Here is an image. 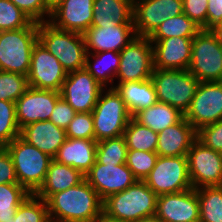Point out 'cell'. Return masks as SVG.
<instances>
[{"mask_svg":"<svg viewBox=\"0 0 222 222\" xmlns=\"http://www.w3.org/2000/svg\"><path fill=\"white\" fill-rule=\"evenodd\" d=\"M46 202L51 222H94L103 215V200L85 179Z\"/></svg>","mask_w":222,"mask_h":222,"instance_id":"cell-1","label":"cell"},{"mask_svg":"<svg viewBox=\"0 0 222 222\" xmlns=\"http://www.w3.org/2000/svg\"><path fill=\"white\" fill-rule=\"evenodd\" d=\"M157 198L144 181L137 180L126 190L103 200V215L118 222H138L155 216Z\"/></svg>","mask_w":222,"mask_h":222,"instance_id":"cell-2","label":"cell"},{"mask_svg":"<svg viewBox=\"0 0 222 222\" xmlns=\"http://www.w3.org/2000/svg\"><path fill=\"white\" fill-rule=\"evenodd\" d=\"M38 41L61 63L67 73L84 69L87 49L83 34L38 23Z\"/></svg>","mask_w":222,"mask_h":222,"instance_id":"cell-3","label":"cell"},{"mask_svg":"<svg viewBox=\"0 0 222 222\" xmlns=\"http://www.w3.org/2000/svg\"><path fill=\"white\" fill-rule=\"evenodd\" d=\"M11 155L18 184L34 194L43 184L48 167L53 160L20 136L5 146Z\"/></svg>","mask_w":222,"mask_h":222,"instance_id":"cell-4","label":"cell"},{"mask_svg":"<svg viewBox=\"0 0 222 222\" xmlns=\"http://www.w3.org/2000/svg\"><path fill=\"white\" fill-rule=\"evenodd\" d=\"M37 41L38 22L17 30L0 31V70L27 76Z\"/></svg>","mask_w":222,"mask_h":222,"instance_id":"cell-5","label":"cell"},{"mask_svg":"<svg viewBox=\"0 0 222 222\" xmlns=\"http://www.w3.org/2000/svg\"><path fill=\"white\" fill-rule=\"evenodd\" d=\"M104 88L93 109L94 139L99 142L123 136L132 116L114 88Z\"/></svg>","mask_w":222,"mask_h":222,"instance_id":"cell-6","label":"cell"},{"mask_svg":"<svg viewBox=\"0 0 222 222\" xmlns=\"http://www.w3.org/2000/svg\"><path fill=\"white\" fill-rule=\"evenodd\" d=\"M151 80L157 100L178 108L183 114L189 109L200 83L188 70L154 69Z\"/></svg>","mask_w":222,"mask_h":222,"instance_id":"cell-7","label":"cell"},{"mask_svg":"<svg viewBox=\"0 0 222 222\" xmlns=\"http://www.w3.org/2000/svg\"><path fill=\"white\" fill-rule=\"evenodd\" d=\"M188 71L200 82L222 81V44L211 30L193 37Z\"/></svg>","mask_w":222,"mask_h":222,"instance_id":"cell-8","label":"cell"},{"mask_svg":"<svg viewBox=\"0 0 222 222\" xmlns=\"http://www.w3.org/2000/svg\"><path fill=\"white\" fill-rule=\"evenodd\" d=\"M144 182L159 196L193 188L186 156H158L154 168Z\"/></svg>","mask_w":222,"mask_h":222,"instance_id":"cell-9","label":"cell"},{"mask_svg":"<svg viewBox=\"0 0 222 222\" xmlns=\"http://www.w3.org/2000/svg\"><path fill=\"white\" fill-rule=\"evenodd\" d=\"M154 71L153 46L148 37H134L121 51L116 77L118 83L151 78Z\"/></svg>","mask_w":222,"mask_h":222,"instance_id":"cell-10","label":"cell"},{"mask_svg":"<svg viewBox=\"0 0 222 222\" xmlns=\"http://www.w3.org/2000/svg\"><path fill=\"white\" fill-rule=\"evenodd\" d=\"M186 157L194 189L222 186V153L206 147L196 139Z\"/></svg>","mask_w":222,"mask_h":222,"instance_id":"cell-11","label":"cell"},{"mask_svg":"<svg viewBox=\"0 0 222 222\" xmlns=\"http://www.w3.org/2000/svg\"><path fill=\"white\" fill-rule=\"evenodd\" d=\"M184 118L197 131L222 120V81L200 82Z\"/></svg>","mask_w":222,"mask_h":222,"instance_id":"cell-12","label":"cell"},{"mask_svg":"<svg viewBox=\"0 0 222 222\" xmlns=\"http://www.w3.org/2000/svg\"><path fill=\"white\" fill-rule=\"evenodd\" d=\"M67 74L58 59L37 41L27 75L29 87L60 92Z\"/></svg>","mask_w":222,"mask_h":222,"instance_id":"cell-13","label":"cell"},{"mask_svg":"<svg viewBox=\"0 0 222 222\" xmlns=\"http://www.w3.org/2000/svg\"><path fill=\"white\" fill-rule=\"evenodd\" d=\"M104 87L84 68L69 72L60 95L77 112H92Z\"/></svg>","mask_w":222,"mask_h":222,"instance_id":"cell-14","label":"cell"},{"mask_svg":"<svg viewBox=\"0 0 222 222\" xmlns=\"http://www.w3.org/2000/svg\"><path fill=\"white\" fill-rule=\"evenodd\" d=\"M182 13L183 0H137L133 3L135 34L149 37L166 19Z\"/></svg>","mask_w":222,"mask_h":222,"instance_id":"cell-15","label":"cell"},{"mask_svg":"<svg viewBox=\"0 0 222 222\" xmlns=\"http://www.w3.org/2000/svg\"><path fill=\"white\" fill-rule=\"evenodd\" d=\"M60 97V92L55 90L29 87L15 102L19 128L33 122L49 120Z\"/></svg>","mask_w":222,"mask_h":222,"instance_id":"cell-16","label":"cell"},{"mask_svg":"<svg viewBox=\"0 0 222 222\" xmlns=\"http://www.w3.org/2000/svg\"><path fill=\"white\" fill-rule=\"evenodd\" d=\"M85 180L96 190L102 200L126 190L137 181L126 164L103 165L97 160L85 174Z\"/></svg>","mask_w":222,"mask_h":222,"instance_id":"cell-17","label":"cell"},{"mask_svg":"<svg viewBox=\"0 0 222 222\" xmlns=\"http://www.w3.org/2000/svg\"><path fill=\"white\" fill-rule=\"evenodd\" d=\"M155 216L163 222H199L196 189L159 195Z\"/></svg>","mask_w":222,"mask_h":222,"instance_id":"cell-18","label":"cell"},{"mask_svg":"<svg viewBox=\"0 0 222 222\" xmlns=\"http://www.w3.org/2000/svg\"><path fill=\"white\" fill-rule=\"evenodd\" d=\"M193 37H171L151 41L154 69L188 70L191 62Z\"/></svg>","mask_w":222,"mask_h":222,"instance_id":"cell-19","label":"cell"},{"mask_svg":"<svg viewBox=\"0 0 222 222\" xmlns=\"http://www.w3.org/2000/svg\"><path fill=\"white\" fill-rule=\"evenodd\" d=\"M87 53L120 52L134 37V24L91 26L84 33ZM93 51V52H92Z\"/></svg>","mask_w":222,"mask_h":222,"instance_id":"cell-20","label":"cell"},{"mask_svg":"<svg viewBox=\"0 0 222 222\" xmlns=\"http://www.w3.org/2000/svg\"><path fill=\"white\" fill-rule=\"evenodd\" d=\"M94 0H64L49 18L55 28L83 34L91 27Z\"/></svg>","mask_w":222,"mask_h":222,"instance_id":"cell-21","label":"cell"},{"mask_svg":"<svg viewBox=\"0 0 222 222\" xmlns=\"http://www.w3.org/2000/svg\"><path fill=\"white\" fill-rule=\"evenodd\" d=\"M197 139V130L183 118L158 133L156 153L163 157L186 156Z\"/></svg>","mask_w":222,"mask_h":222,"instance_id":"cell-22","label":"cell"},{"mask_svg":"<svg viewBox=\"0 0 222 222\" xmlns=\"http://www.w3.org/2000/svg\"><path fill=\"white\" fill-rule=\"evenodd\" d=\"M20 137L40 151L54 158L66 140V131L50 120L30 123L20 129Z\"/></svg>","mask_w":222,"mask_h":222,"instance_id":"cell-23","label":"cell"},{"mask_svg":"<svg viewBox=\"0 0 222 222\" xmlns=\"http://www.w3.org/2000/svg\"><path fill=\"white\" fill-rule=\"evenodd\" d=\"M96 149L95 139L66 138L53 159L79 170L85 176L96 161Z\"/></svg>","mask_w":222,"mask_h":222,"instance_id":"cell-24","label":"cell"},{"mask_svg":"<svg viewBox=\"0 0 222 222\" xmlns=\"http://www.w3.org/2000/svg\"><path fill=\"white\" fill-rule=\"evenodd\" d=\"M84 179L85 176L79 170L53 159L48 167L43 184L34 195L47 201L53 194L74 187Z\"/></svg>","mask_w":222,"mask_h":222,"instance_id":"cell-25","label":"cell"},{"mask_svg":"<svg viewBox=\"0 0 222 222\" xmlns=\"http://www.w3.org/2000/svg\"><path fill=\"white\" fill-rule=\"evenodd\" d=\"M113 88L121 96L133 117L137 112L154 105L157 100L153 82L150 79L117 83Z\"/></svg>","mask_w":222,"mask_h":222,"instance_id":"cell-26","label":"cell"},{"mask_svg":"<svg viewBox=\"0 0 222 222\" xmlns=\"http://www.w3.org/2000/svg\"><path fill=\"white\" fill-rule=\"evenodd\" d=\"M134 24L131 0H94L91 26Z\"/></svg>","mask_w":222,"mask_h":222,"instance_id":"cell-27","label":"cell"},{"mask_svg":"<svg viewBox=\"0 0 222 222\" xmlns=\"http://www.w3.org/2000/svg\"><path fill=\"white\" fill-rule=\"evenodd\" d=\"M133 118L154 132H161L184 118V114L175 107L163 102H156L149 108L137 112Z\"/></svg>","mask_w":222,"mask_h":222,"instance_id":"cell-28","label":"cell"},{"mask_svg":"<svg viewBox=\"0 0 222 222\" xmlns=\"http://www.w3.org/2000/svg\"><path fill=\"white\" fill-rule=\"evenodd\" d=\"M92 58L94 60L92 61ZM120 64V52L103 51L97 53H87L85 69L101 84L104 88H113L114 77ZM109 84V85H107Z\"/></svg>","mask_w":222,"mask_h":222,"instance_id":"cell-29","label":"cell"},{"mask_svg":"<svg viewBox=\"0 0 222 222\" xmlns=\"http://www.w3.org/2000/svg\"><path fill=\"white\" fill-rule=\"evenodd\" d=\"M202 30L194 20H191L184 13L170 17L161 23L156 30L148 37L150 41H159L171 37H194Z\"/></svg>","mask_w":222,"mask_h":222,"instance_id":"cell-30","label":"cell"},{"mask_svg":"<svg viewBox=\"0 0 222 222\" xmlns=\"http://www.w3.org/2000/svg\"><path fill=\"white\" fill-rule=\"evenodd\" d=\"M199 199V222H222V186L196 189Z\"/></svg>","mask_w":222,"mask_h":222,"instance_id":"cell-31","label":"cell"},{"mask_svg":"<svg viewBox=\"0 0 222 222\" xmlns=\"http://www.w3.org/2000/svg\"><path fill=\"white\" fill-rule=\"evenodd\" d=\"M128 150L156 152L158 133L141 125L133 117L123 134Z\"/></svg>","mask_w":222,"mask_h":222,"instance_id":"cell-32","label":"cell"},{"mask_svg":"<svg viewBox=\"0 0 222 222\" xmlns=\"http://www.w3.org/2000/svg\"><path fill=\"white\" fill-rule=\"evenodd\" d=\"M30 193L18 183L0 184V222L13 219Z\"/></svg>","mask_w":222,"mask_h":222,"instance_id":"cell-33","label":"cell"},{"mask_svg":"<svg viewBox=\"0 0 222 222\" xmlns=\"http://www.w3.org/2000/svg\"><path fill=\"white\" fill-rule=\"evenodd\" d=\"M3 222H51L47 202L30 194L18 207L13 219Z\"/></svg>","mask_w":222,"mask_h":222,"instance_id":"cell-34","label":"cell"},{"mask_svg":"<svg viewBox=\"0 0 222 222\" xmlns=\"http://www.w3.org/2000/svg\"><path fill=\"white\" fill-rule=\"evenodd\" d=\"M127 150L124 136L105 139L97 142L96 160L103 165L113 164L117 166L125 164Z\"/></svg>","mask_w":222,"mask_h":222,"instance_id":"cell-35","label":"cell"},{"mask_svg":"<svg viewBox=\"0 0 222 222\" xmlns=\"http://www.w3.org/2000/svg\"><path fill=\"white\" fill-rule=\"evenodd\" d=\"M20 136L16 107L12 101H0V147H5Z\"/></svg>","mask_w":222,"mask_h":222,"instance_id":"cell-36","label":"cell"},{"mask_svg":"<svg viewBox=\"0 0 222 222\" xmlns=\"http://www.w3.org/2000/svg\"><path fill=\"white\" fill-rule=\"evenodd\" d=\"M29 88L27 76L0 70V101L16 102Z\"/></svg>","mask_w":222,"mask_h":222,"instance_id":"cell-37","label":"cell"},{"mask_svg":"<svg viewBox=\"0 0 222 222\" xmlns=\"http://www.w3.org/2000/svg\"><path fill=\"white\" fill-rule=\"evenodd\" d=\"M33 20L10 0H0V31L28 27Z\"/></svg>","mask_w":222,"mask_h":222,"instance_id":"cell-38","label":"cell"},{"mask_svg":"<svg viewBox=\"0 0 222 222\" xmlns=\"http://www.w3.org/2000/svg\"><path fill=\"white\" fill-rule=\"evenodd\" d=\"M157 158L156 152L127 150L125 164L137 180L144 181L154 168Z\"/></svg>","mask_w":222,"mask_h":222,"instance_id":"cell-39","label":"cell"},{"mask_svg":"<svg viewBox=\"0 0 222 222\" xmlns=\"http://www.w3.org/2000/svg\"><path fill=\"white\" fill-rule=\"evenodd\" d=\"M65 131L67 138L94 139L92 113H77Z\"/></svg>","mask_w":222,"mask_h":222,"instance_id":"cell-40","label":"cell"},{"mask_svg":"<svg viewBox=\"0 0 222 222\" xmlns=\"http://www.w3.org/2000/svg\"><path fill=\"white\" fill-rule=\"evenodd\" d=\"M197 139L206 147L222 153V120L201 127L197 131Z\"/></svg>","mask_w":222,"mask_h":222,"instance_id":"cell-41","label":"cell"},{"mask_svg":"<svg viewBox=\"0 0 222 222\" xmlns=\"http://www.w3.org/2000/svg\"><path fill=\"white\" fill-rule=\"evenodd\" d=\"M208 0H183V13L207 30Z\"/></svg>","mask_w":222,"mask_h":222,"instance_id":"cell-42","label":"cell"},{"mask_svg":"<svg viewBox=\"0 0 222 222\" xmlns=\"http://www.w3.org/2000/svg\"><path fill=\"white\" fill-rule=\"evenodd\" d=\"M76 114L77 112L62 97H60L56 102L49 120L57 127L66 130Z\"/></svg>","mask_w":222,"mask_h":222,"instance_id":"cell-43","label":"cell"},{"mask_svg":"<svg viewBox=\"0 0 222 222\" xmlns=\"http://www.w3.org/2000/svg\"><path fill=\"white\" fill-rule=\"evenodd\" d=\"M34 22H47L44 0H10Z\"/></svg>","mask_w":222,"mask_h":222,"instance_id":"cell-44","label":"cell"},{"mask_svg":"<svg viewBox=\"0 0 222 222\" xmlns=\"http://www.w3.org/2000/svg\"><path fill=\"white\" fill-rule=\"evenodd\" d=\"M18 183L11 155L0 147V184Z\"/></svg>","mask_w":222,"mask_h":222,"instance_id":"cell-45","label":"cell"},{"mask_svg":"<svg viewBox=\"0 0 222 222\" xmlns=\"http://www.w3.org/2000/svg\"><path fill=\"white\" fill-rule=\"evenodd\" d=\"M222 22V0H208L207 30Z\"/></svg>","mask_w":222,"mask_h":222,"instance_id":"cell-46","label":"cell"},{"mask_svg":"<svg viewBox=\"0 0 222 222\" xmlns=\"http://www.w3.org/2000/svg\"><path fill=\"white\" fill-rule=\"evenodd\" d=\"M64 0H44L45 2V17L47 18V21H49L48 18H50L51 13L57 9Z\"/></svg>","mask_w":222,"mask_h":222,"instance_id":"cell-47","label":"cell"},{"mask_svg":"<svg viewBox=\"0 0 222 222\" xmlns=\"http://www.w3.org/2000/svg\"><path fill=\"white\" fill-rule=\"evenodd\" d=\"M216 39L222 44V22L210 29Z\"/></svg>","mask_w":222,"mask_h":222,"instance_id":"cell-48","label":"cell"},{"mask_svg":"<svg viewBox=\"0 0 222 222\" xmlns=\"http://www.w3.org/2000/svg\"><path fill=\"white\" fill-rule=\"evenodd\" d=\"M138 222H163V221L156 216H151L147 218H142Z\"/></svg>","mask_w":222,"mask_h":222,"instance_id":"cell-49","label":"cell"},{"mask_svg":"<svg viewBox=\"0 0 222 222\" xmlns=\"http://www.w3.org/2000/svg\"><path fill=\"white\" fill-rule=\"evenodd\" d=\"M94 222H118L111 219L106 218L104 215L97 218Z\"/></svg>","mask_w":222,"mask_h":222,"instance_id":"cell-50","label":"cell"}]
</instances>
